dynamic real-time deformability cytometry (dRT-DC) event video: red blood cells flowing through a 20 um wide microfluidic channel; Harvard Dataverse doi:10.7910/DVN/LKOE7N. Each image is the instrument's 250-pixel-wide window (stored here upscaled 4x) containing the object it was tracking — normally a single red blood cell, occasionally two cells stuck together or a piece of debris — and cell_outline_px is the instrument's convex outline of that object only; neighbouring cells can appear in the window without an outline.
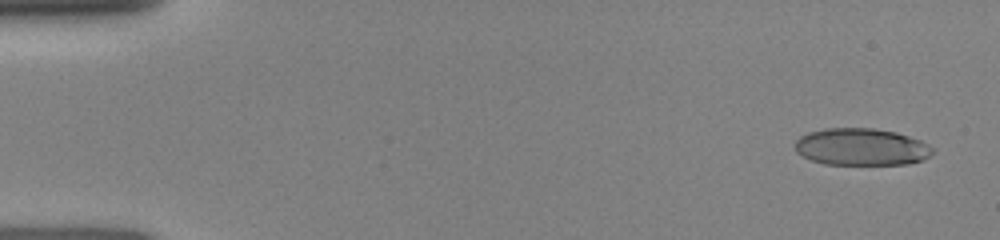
{"species": "human", "species_latin": "Homo sapiens", "temperature_condition": "room temperature", "stored_images_in_passage": 9, "camera_frame_rate_fps": 3000, "um_per_image_px": 0.085, "donor": {"sex": "female"}, "frame": {"image": 1, "passage_image": 1, "time_ms": 0.0, "image_size_px": [1000, 240], "cell_outline_px": [[932, 152], [924, 160], [908, 164], [824, 164], [812, 160], [796, 152], [796, 140], [800, 136], [808, 132], [824, 128], [872, 128], [896, 132], [920, 140], [928, 144], [932, 148]], "centroid_in_image_um": [73.21, 12.48], "position_along_channel_um": 11.8, "area_um2": 29.65}}
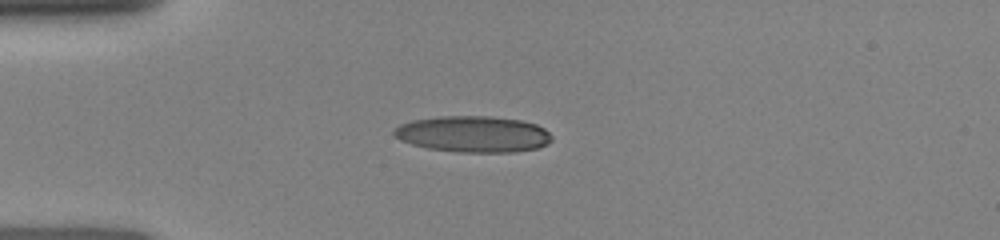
{"frame": {"image": 2, "passage_image": 8, "time_ms": 3.333, "image_size_px": [1000, 240], "cell_outline_px": [[552, 140], [548, 144], [536, 148], [516, 152], [460, 152], [428, 148], [412, 144], [400, 140], [392, 132], [400, 124], [412, 120], [440, 116], [492, 116], [520, 120], [536, 124], [544, 128], [552, 136]], "centroid_in_image_um": [40.24, 11.39], "position_along_channel_um": 44.8, "area_um2": 33.35}}